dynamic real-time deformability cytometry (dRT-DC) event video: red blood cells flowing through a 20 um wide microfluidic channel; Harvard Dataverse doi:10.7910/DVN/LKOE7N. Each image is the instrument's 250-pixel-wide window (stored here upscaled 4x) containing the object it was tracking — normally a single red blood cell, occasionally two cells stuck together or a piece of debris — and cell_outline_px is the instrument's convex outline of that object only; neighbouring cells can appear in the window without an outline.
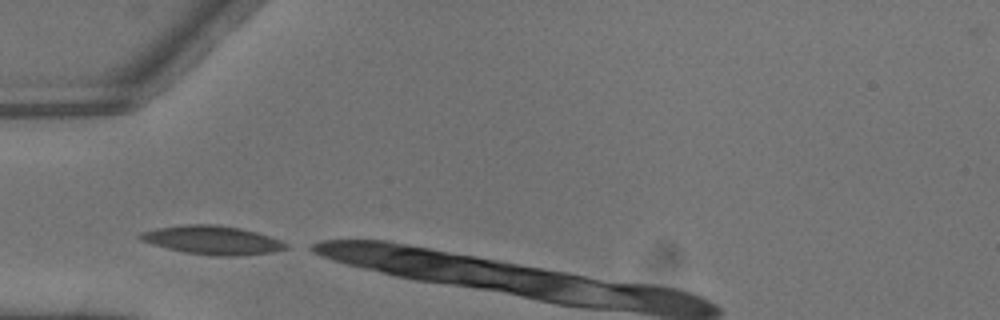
{"species": "common noctule bat (a hibernating species)", "species_latin": "Nyctalus noctula", "temperature_condition": "warm", "stored_images_in_passage": 2, "camera_frame_rate_fps": 3000, "um_per_image_px": 0.085, "animal": {"sex": "male", "body_mass_g": 13.3}, "frame": {"image": 1, "passage_image": 1, "time_ms": 0.0, "image_size_px": [1000, 320], "cell_outline_px": [[288, 248], [276, 252], [236, 256], [212, 256], [184, 252], [152, 244], [140, 240], [136, 236], [140, 232], [156, 228], [188, 224], [212, 224], [240, 228], [256, 232], [280, 240], [288, 244]], "centroid_in_image_um": [18.04, 20.41], "position_along_channel_um": 67.0, "area_um2": 24.39}}